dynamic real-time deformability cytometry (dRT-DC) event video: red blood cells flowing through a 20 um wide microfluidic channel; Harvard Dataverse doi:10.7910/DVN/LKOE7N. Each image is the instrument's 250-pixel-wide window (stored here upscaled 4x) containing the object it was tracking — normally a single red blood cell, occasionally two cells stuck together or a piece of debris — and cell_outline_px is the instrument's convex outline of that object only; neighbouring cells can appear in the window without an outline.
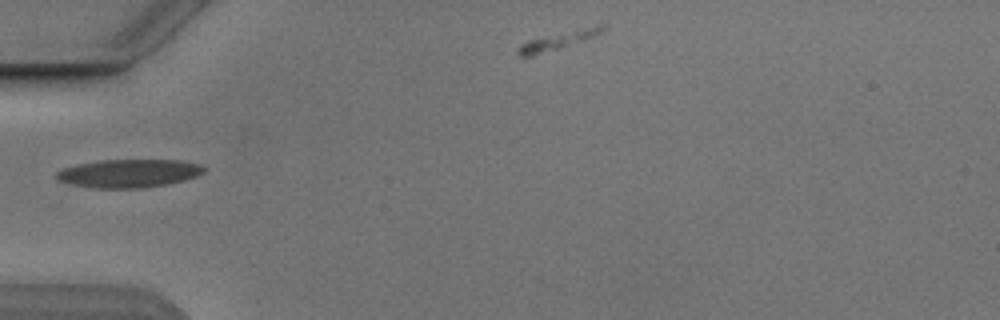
{"species": "Egyptian fruit bat (a non-hibernating species)", "species_latin": "Rousettus aegyptiacus", "temperature_condition": "cold", "stored_images_in_passage": 4, "camera_frame_rate_fps": 3000, "um_per_image_px": 0.085, "animal": {"sex": "male"}, "frame": {"image": 1, "passage_image": 3, "time_ms": 2.667, "image_size_px": [1000, 320], "cell_outline_px": [[208, 168], [204, 172], [196, 176], [184, 180], [164, 184], [140, 188], [92, 188], [68, 184], [56, 180], [56, 172], [64, 168], [76, 164], [100, 160], [180, 160], [200, 164]], "centroid_in_image_um": [10.92, 14.73], "position_along_channel_um": 74.1, "area_um2": 24.39}}